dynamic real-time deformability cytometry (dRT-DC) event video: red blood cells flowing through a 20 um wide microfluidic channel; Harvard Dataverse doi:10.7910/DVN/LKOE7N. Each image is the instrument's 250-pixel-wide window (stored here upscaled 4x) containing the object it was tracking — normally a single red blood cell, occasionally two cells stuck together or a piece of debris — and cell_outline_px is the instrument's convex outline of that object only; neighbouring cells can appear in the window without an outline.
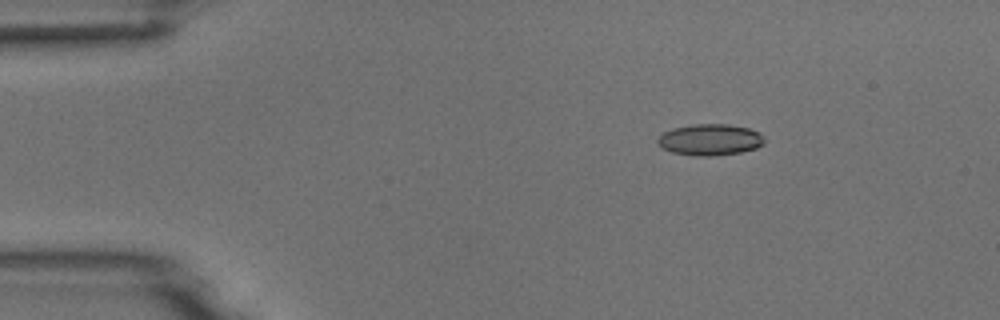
{"species": "common noctule bat (a hibernating species)", "species_latin": "Nyctalus noctula", "temperature_condition": "room temperature", "stored_images_in_passage": 4, "camera_frame_rate_fps": 3000, "um_per_image_px": 0.085, "animal": {"sex": "male", "body_mass_g": 18.8}, "frame": {"image": 1, "passage_image": 3, "time_ms": 0.667, "image_size_px": [1000, 320], "cell_outline_px": [[764, 144], [756, 148], [740, 152], [712, 156], [696, 156], [672, 152], [656, 144], [656, 140], [664, 132], [672, 128], [692, 124], [728, 124], [748, 128], [760, 132], [764, 136]], "centroid_in_image_um": [60.36, 11.87], "position_along_channel_um": 24.6, "area_um2": 19.59}}